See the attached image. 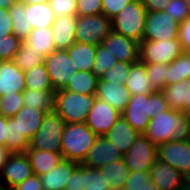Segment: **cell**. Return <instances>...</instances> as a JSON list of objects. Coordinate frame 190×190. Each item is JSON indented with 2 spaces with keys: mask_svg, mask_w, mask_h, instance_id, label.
Here are the masks:
<instances>
[{
  "mask_svg": "<svg viewBox=\"0 0 190 190\" xmlns=\"http://www.w3.org/2000/svg\"><path fill=\"white\" fill-rule=\"evenodd\" d=\"M7 118L3 115H0V145L6 147V137H7V128H6Z\"/></svg>",
  "mask_w": 190,
  "mask_h": 190,
  "instance_id": "db71d44e",
  "label": "cell"
},
{
  "mask_svg": "<svg viewBox=\"0 0 190 190\" xmlns=\"http://www.w3.org/2000/svg\"><path fill=\"white\" fill-rule=\"evenodd\" d=\"M24 73L25 89L41 91L54 90L45 63L36 65L33 68L24 71Z\"/></svg>",
  "mask_w": 190,
  "mask_h": 190,
  "instance_id": "d6a6232c",
  "label": "cell"
},
{
  "mask_svg": "<svg viewBox=\"0 0 190 190\" xmlns=\"http://www.w3.org/2000/svg\"><path fill=\"white\" fill-rule=\"evenodd\" d=\"M147 77L146 64L140 60L132 63L131 71L125 82V86L131 95L151 94L154 92Z\"/></svg>",
  "mask_w": 190,
  "mask_h": 190,
  "instance_id": "484cf974",
  "label": "cell"
},
{
  "mask_svg": "<svg viewBox=\"0 0 190 190\" xmlns=\"http://www.w3.org/2000/svg\"><path fill=\"white\" fill-rule=\"evenodd\" d=\"M12 190H43V186L40 177L36 174H32Z\"/></svg>",
  "mask_w": 190,
  "mask_h": 190,
  "instance_id": "f907efd6",
  "label": "cell"
},
{
  "mask_svg": "<svg viewBox=\"0 0 190 190\" xmlns=\"http://www.w3.org/2000/svg\"><path fill=\"white\" fill-rule=\"evenodd\" d=\"M32 174V166L26 153H11L2 167L0 186L4 190H12Z\"/></svg>",
  "mask_w": 190,
  "mask_h": 190,
  "instance_id": "5bb4252c",
  "label": "cell"
},
{
  "mask_svg": "<svg viewBox=\"0 0 190 190\" xmlns=\"http://www.w3.org/2000/svg\"><path fill=\"white\" fill-rule=\"evenodd\" d=\"M157 158L184 175L190 170V139L170 140L158 145Z\"/></svg>",
  "mask_w": 190,
  "mask_h": 190,
  "instance_id": "4fadbf2b",
  "label": "cell"
},
{
  "mask_svg": "<svg viewBox=\"0 0 190 190\" xmlns=\"http://www.w3.org/2000/svg\"><path fill=\"white\" fill-rule=\"evenodd\" d=\"M22 41L14 34L0 36V61L13 60Z\"/></svg>",
  "mask_w": 190,
  "mask_h": 190,
  "instance_id": "b9f144b4",
  "label": "cell"
},
{
  "mask_svg": "<svg viewBox=\"0 0 190 190\" xmlns=\"http://www.w3.org/2000/svg\"><path fill=\"white\" fill-rule=\"evenodd\" d=\"M132 63L117 61L113 68L106 71L98 81H108L111 83L121 82L125 84L128 74L131 71Z\"/></svg>",
  "mask_w": 190,
  "mask_h": 190,
  "instance_id": "60d3db41",
  "label": "cell"
},
{
  "mask_svg": "<svg viewBox=\"0 0 190 190\" xmlns=\"http://www.w3.org/2000/svg\"><path fill=\"white\" fill-rule=\"evenodd\" d=\"M76 42L99 45L112 31L111 19L103 13L77 16Z\"/></svg>",
  "mask_w": 190,
  "mask_h": 190,
  "instance_id": "9c48e42d",
  "label": "cell"
},
{
  "mask_svg": "<svg viewBox=\"0 0 190 190\" xmlns=\"http://www.w3.org/2000/svg\"><path fill=\"white\" fill-rule=\"evenodd\" d=\"M146 64L147 79L154 91H161L165 87V79L167 74V64L144 63Z\"/></svg>",
  "mask_w": 190,
  "mask_h": 190,
  "instance_id": "ab89813d",
  "label": "cell"
},
{
  "mask_svg": "<svg viewBox=\"0 0 190 190\" xmlns=\"http://www.w3.org/2000/svg\"><path fill=\"white\" fill-rule=\"evenodd\" d=\"M133 0H102V13L112 19Z\"/></svg>",
  "mask_w": 190,
  "mask_h": 190,
  "instance_id": "bcb514c9",
  "label": "cell"
},
{
  "mask_svg": "<svg viewBox=\"0 0 190 190\" xmlns=\"http://www.w3.org/2000/svg\"><path fill=\"white\" fill-rule=\"evenodd\" d=\"M44 63L55 91L64 89L70 82V75L77 72L67 50H55Z\"/></svg>",
  "mask_w": 190,
  "mask_h": 190,
  "instance_id": "7c38bea8",
  "label": "cell"
},
{
  "mask_svg": "<svg viewBox=\"0 0 190 190\" xmlns=\"http://www.w3.org/2000/svg\"><path fill=\"white\" fill-rule=\"evenodd\" d=\"M97 137L86 123H66L61 137L63 159L81 164Z\"/></svg>",
  "mask_w": 190,
  "mask_h": 190,
  "instance_id": "277c9868",
  "label": "cell"
},
{
  "mask_svg": "<svg viewBox=\"0 0 190 190\" xmlns=\"http://www.w3.org/2000/svg\"><path fill=\"white\" fill-rule=\"evenodd\" d=\"M68 183L65 190H84L83 189V165L79 164L67 179Z\"/></svg>",
  "mask_w": 190,
  "mask_h": 190,
  "instance_id": "c3c4849f",
  "label": "cell"
},
{
  "mask_svg": "<svg viewBox=\"0 0 190 190\" xmlns=\"http://www.w3.org/2000/svg\"><path fill=\"white\" fill-rule=\"evenodd\" d=\"M147 12L164 11L170 0H142Z\"/></svg>",
  "mask_w": 190,
  "mask_h": 190,
  "instance_id": "f5cc1de1",
  "label": "cell"
},
{
  "mask_svg": "<svg viewBox=\"0 0 190 190\" xmlns=\"http://www.w3.org/2000/svg\"><path fill=\"white\" fill-rule=\"evenodd\" d=\"M182 111L186 114L190 112V83L187 85L186 104Z\"/></svg>",
  "mask_w": 190,
  "mask_h": 190,
  "instance_id": "9f6ffc18",
  "label": "cell"
},
{
  "mask_svg": "<svg viewBox=\"0 0 190 190\" xmlns=\"http://www.w3.org/2000/svg\"><path fill=\"white\" fill-rule=\"evenodd\" d=\"M55 15L49 3L28 4V26L32 29L51 27Z\"/></svg>",
  "mask_w": 190,
  "mask_h": 190,
  "instance_id": "f546056e",
  "label": "cell"
},
{
  "mask_svg": "<svg viewBox=\"0 0 190 190\" xmlns=\"http://www.w3.org/2000/svg\"><path fill=\"white\" fill-rule=\"evenodd\" d=\"M77 15L57 16L51 26L55 50H67L76 42Z\"/></svg>",
  "mask_w": 190,
  "mask_h": 190,
  "instance_id": "d6986e66",
  "label": "cell"
},
{
  "mask_svg": "<svg viewBox=\"0 0 190 190\" xmlns=\"http://www.w3.org/2000/svg\"><path fill=\"white\" fill-rule=\"evenodd\" d=\"M80 163L63 159L46 174L40 176L43 190H65L68 178Z\"/></svg>",
  "mask_w": 190,
  "mask_h": 190,
  "instance_id": "7402d4cb",
  "label": "cell"
},
{
  "mask_svg": "<svg viewBox=\"0 0 190 190\" xmlns=\"http://www.w3.org/2000/svg\"><path fill=\"white\" fill-rule=\"evenodd\" d=\"M169 108L164 94L161 91H154L151 94L131 95L121 115L133 129L143 134L149 125V120Z\"/></svg>",
  "mask_w": 190,
  "mask_h": 190,
  "instance_id": "3957f363",
  "label": "cell"
},
{
  "mask_svg": "<svg viewBox=\"0 0 190 190\" xmlns=\"http://www.w3.org/2000/svg\"><path fill=\"white\" fill-rule=\"evenodd\" d=\"M143 40H163L178 38L179 25L165 11L147 12Z\"/></svg>",
  "mask_w": 190,
  "mask_h": 190,
  "instance_id": "8fae6325",
  "label": "cell"
},
{
  "mask_svg": "<svg viewBox=\"0 0 190 190\" xmlns=\"http://www.w3.org/2000/svg\"><path fill=\"white\" fill-rule=\"evenodd\" d=\"M96 95L73 93L65 89L54 92L53 110L65 123H85Z\"/></svg>",
  "mask_w": 190,
  "mask_h": 190,
  "instance_id": "5b68a950",
  "label": "cell"
},
{
  "mask_svg": "<svg viewBox=\"0 0 190 190\" xmlns=\"http://www.w3.org/2000/svg\"><path fill=\"white\" fill-rule=\"evenodd\" d=\"M55 90H31L23 91V104L25 107L36 108L37 110L49 113L53 111Z\"/></svg>",
  "mask_w": 190,
  "mask_h": 190,
  "instance_id": "4dcf8cb0",
  "label": "cell"
},
{
  "mask_svg": "<svg viewBox=\"0 0 190 190\" xmlns=\"http://www.w3.org/2000/svg\"><path fill=\"white\" fill-rule=\"evenodd\" d=\"M143 134L156 146L170 140H188L190 139V126L187 114L169 108L151 118Z\"/></svg>",
  "mask_w": 190,
  "mask_h": 190,
  "instance_id": "7a4b0ae2",
  "label": "cell"
},
{
  "mask_svg": "<svg viewBox=\"0 0 190 190\" xmlns=\"http://www.w3.org/2000/svg\"><path fill=\"white\" fill-rule=\"evenodd\" d=\"M131 94L125 84L98 81L96 98L108 103L113 108L122 112L128 105Z\"/></svg>",
  "mask_w": 190,
  "mask_h": 190,
  "instance_id": "44dd1931",
  "label": "cell"
},
{
  "mask_svg": "<svg viewBox=\"0 0 190 190\" xmlns=\"http://www.w3.org/2000/svg\"><path fill=\"white\" fill-rule=\"evenodd\" d=\"M186 4L188 5L189 9H190V0H185Z\"/></svg>",
  "mask_w": 190,
  "mask_h": 190,
  "instance_id": "94428289",
  "label": "cell"
},
{
  "mask_svg": "<svg viewBox=\"0 0 190 190\" xmlns=\"http://www.w3.org/2000/svg\"><path fill=\"white\" fill-rule=\"evenodd\" d=\"M9 13L12 20L13 34L24 41L32 30V26H28V5L15 1L9 7Z\"/></svg>",
  "mask_w": 190,
  "mask_h": 190,
  "instance_id": "83f0119b",
  "label": "cell"
},
{
  "mask_svg": "<svg viewBox=\"0 0 190 190\" xmlns=\"http://www.w3.org/2000/svg\"><path fill=\"white\" fill-rule=\"evenodd\" d=\"M30 164L32 166L33 174L39 177L49 172L52 168L63 160L61 153H55L48 150L27 149L25 151Z\"/></svg>",
  "mask_w": 190,
  "mask_h": 190,
  "instance_id": "cb8c5ba5",
  "label": "cell"
},
{
  "mask_svg": "<svg viewBox=\"0 0 190 190\" xmlns=\"http://www.w3.org/2000/svg\"><path fill=\"white\" fill-rule=\"evenodd\" d=\"M83 189L84 190H111L110 182H107L104 170L85 167L83 165Z\"/></svg>",
  "mask_w": 190,
  "mask_h": 190,
  "instance_id": "8d00e7d4",
  "label": "cell"
},
{
  "mask_svg": "<svg viewBox=\"0 0 190 190\" xmlns=\"http://www.w3.org/2000/svg\"><path fill=\"white\" fill-rule=\"evenodd\" d=\"M65 121L56 111L46 113L39 130L29 141V149L61 153V137Z\"/></svg>",
  "mask_w": 190,
  "mask_h": 190,
  "instance_id": "52a82bcc",
  "label": "cell"
},
{
  "mask_svg": "<svg viewBox=\"0 0 190 190\" xmlns=\"http://www.w3.org/2000/svg\"><path fill=\"white\" fill-rule=\"evenodd\" d=\"M123 157L124 154L114 143L110 142L105 136H98L81 164L85 167L99 169L106 164L123 160Z\"/></svg>",
  "mask_w": 190,
  "mask_h": 190,
  "instance_id": "2e32d148",
  "label": "cell"
},
{
  "mask_svg": "<svg viewBox=\"0 0 190 190\" xmlns=\"http://www.w3.org/2000/svg\"><path fill=\"white\" fill-rule=\"evenodd\" d=\"M101 44L112 53L117 61L135 63L140 60V43L113 30Z\"/></svg>",
  "mask_w": 190,
  "mask_h": 190,
  "instance_id": "e0dca14e",
  "label": "cell"
},
{
  "mask_svg": "<svg viewBox=\"0 0 190 190\" xmlns=\"http://www.w3.org/2000/svg\"><path fill=\"white\" fill-rule=\"evenodd\" d=\"M187 118H188V123H189V126H190V112L187 113Z\"/></svg>",
  "mask_w": 190,
  "mask_h": 190,
  "instance_id": "91938a15",
  "label": "cell"
},
{
  "mask_svg": "<svg viewBox=\"0 0 190 190\" xmlns=\"http://www.w3.org/2000/svg\"><path fill=\"white\" fill-rule=\"evenodd\" d=\"M165 86L187 80L190 81V53L183 52L172 63L167 64Z\"/></svg>",
  "mask_w": 190,
  "mask_h": 190,
  "instance_id": "1f68e13d",
  "label": "cell"
},
{
  "mask_svg": "<svg viewBox=\"0 0 190 190\" xmlns=\"http://www.w3.org/2000/svg\"><path fill=\"white\" fill-rule=\"evenodd\" d=\"M24 42L44 58L55 51V44L52 39L51 27L35 28L27 36Z\"/></svg>",
  "mask_w": 190,
  "mask_h": 190,
  "instance_id": "4316f807",
  "label": "cell"
},
{
  "mask_svg": "<svg viewBox=\"0 0 190 190\" xmlns=\"http://www.w3.org/2000/svg\"><path fill=\"white\" fill-rule=\"evenodd\" d=\"M120 116V111L96 98L85 123L97 136H105Z\"/></svg>",
  "mask_w": 190,
  "mask_h": 190,
  "instance_id": "9a60e30c",
  "label": "cell"
},
{
  "mask_svg": "<svg viewBox=\"0 0 190 190\" xmlns=\"http://www.w3.org/2000/svg\"><path fill=\"white\" fill-rule=\"evenodd\" d=\"M150 172H130L124 188H140L150 186Z\"/></svg>",
  "mask_w": 190,
  "mask_h": 190,
  "instance_id": "7dc6e473",
  "label": "cell"
},
{
  "mask_svg": "<svg viewBox=\"0 0 190 190\" xmlns=\"http://www.w3.org/2000/svg\"><path fill=\"white\" fill-rule=\"evenodd\" d=\"M16 0H0V7L9 8Z\"/></svg>",
  "mask_w": 190,
  "mask_h": 190,
  "instance_id": "680465c9",
  "label": "cell"
},
{
  "mask_svg": "<svg viewBox=\"0 0 190 190\" xmlns=\"http://www.w3.org/2000/svg\"><path fill=\"white\" fill-rule=\"evenodd\" d=\"M10 154L11 152L7 147L0 145V176H1L2 167L6 163L7 158L9 157Z\"/></svg>",
  "mask_w": 190,
  "mask_h": 190,
  "instance_id": "11a10c76",
  "label": "cell"
},
{
  "mask_svg": "<svg viewBox=\"0 0 190 190\" xmlns=\"http://www.w3.org/2000/svg\"><path fill=\"white\" fill-rule=\"evenodd\" d=\"M96 50L97 45L75 42L67 49V52L77 71L91 72L95 62Z\"/></svg>",
  "mask_w": 190,
  "mask_h": 190,
  "instance_id": "d4e9b609",
  "label": "cell"
},
{
  "mask_svg": "<svg viewBox=\"0 0 190 190\" xmlns=\"http://www.w3.org/2000/svg\"><path fill=\"white\" fill-rule=\"evenodd\" d=\"M77 16L102 13V0H77Z\"/></svg>",
  "mask_w": 190,
  "mask_h": 190,
  "instance_id": "f6af8a7d",
  "label": "cell"
},
{
  "mask_svg": "<svg viewBox=\"0 0 190 190\" xmlns=\"http://www.w3.org/2000/svg\"><path fill=\"white\" fill-rule=\"evenodd\" d=\"M25 73L13 60L0 61V97L25 90Z\"/></svg>",
  "mask_w": 190,
  "mask_h": 190,
  "instance_id": "ffe728a7",
  "label": "cell"
},
{
  "mask_svg": "<svg viewBox=\"0 0 190 190\" xmlns=\"http://www.w3.org/2000/svg\"><path fill=\"white\" fill-rule=\"evenodd\" d=\"M190 81L183 80L168 86H165L161 92L164 94L169 107L182 111L186 104L187 85Z\"/></svg>",
  "mask_w": 190,
  "mask_h": 190,
  "instance_id": "e575fe53",
  "label": "cell"
},
{
  "mask_svg": "<svg viewBox=\"0 0 190 190\" xmlns=\"http://www.w3.org/2000/svg\"><path fill=\"white\" fill-rule=\"evenodd\" d=\"M13 61L22 71H26L36 65L43 64L45 58L22 41Z\"/></svg>",
  "mask_w": 190,
  "mask_h": 190,
  "instance_id": "d590c367",
  "label": "cell"
},
{
  "mask_svg": "<svg viewBox=\"0 0 190 190\" xmlns=\"http://www.w3.org/2000/svg\"><path fill=\"white\" fill-rule=\"evenodd\" d=\"M18 2H21L22 4L28 5V4H34V3H49L50 0H16Z\"/></svg>",
  "mask_w": 190,
  "mask_h": 190,
  "instance_id": "6f0895ef",
  "label": "cell"
},
{
  "mask_svg": "<svg viewBox=\"0 0 190 190\" xmlns=\"http://www.w3.org/2000/svg\"><path fill=\"white\" fill-rule=\"evenodd\" d=\"M140 135L121 115L105 137L114 143L123 154H126Z\"/></svg>",
  "mask_w": 190,
  "mask_h": 190,
  "instance_id": "603a6c76",
  "label": "cell"
},
{
  "mask_svg": "<svg viewBox=\"0 0 190 190\" xmlns=\"http://www.w3.org/2000/svg\"><path fill=\"white\" fill-rule=\"evenodd\" d=\"M13 34L9 8L0 7V36Z\"/></svg>",
  "mask_w": 190,
  "mask_h": 190,
  "instance_id": "816d5d0a",
  "label": "cell"
},
{
  "mask_svg": "<svg viewBox=\"0 0 190 190\" xmlns=\"http://www.w3.org/2000/svg\"><path fill=\"white\" fill-rule=\"evenodd\" d=\"M111 190H128L126 188H117V189H111Z\"/></svg>",
  "mask_w": 190,
  "mask_h": 190,
  "instance_id": "6125c7cd",
  "label": "cell"
},
{
  "mask_svg": "<svg viewBox=\"0 0 190 190\" xmlns=\"http://www.w3.org/2000/svg\"><path fill=\"white\" fill-rule=\"evenodd\" d=\"M117 63V59L102 44L97 45L95 54V62L92 73L100 79V77Z\"/></svg>",
  "mask_w": 190,
  "mask_h": 190,
  "instance_id": "74e56055",
  "label": "cell"
},
{
  "mask_svg": "<svg viewBox=\"0 0 190 190\" xmlns=\"http://www.w3.org/2000/svg\"><path fill=\"white\" fill-rule=\"evenodd\" d=\"M99 170H104L105 178L110 182V189L124 188L130 174L124 159L106 164Z\"/></svg>",
  "mask_w": 190,
  "mask_h": 190,
  "instance_id": "836d02e7",
  "label": "cell"
},
{
  "mask_svg": "<svg viewBox=\"0 0 190 190\" xmlns=\"http://www.w3.org/2000/svg\"><path fill=\"white\" fill-rule=\"evenodd\" d=\"M179 38L158 41L143 40L140 43V61L143 63L170 64L183 53Z\"/></svg>",
  "mask_w": 190,
  "mask_h": 190,
  "instance_id": "ba28073f",
  "label": "cell"
},
{
  "mask_svg": "<svg viewBox=\"0 0 190 190\" xmlns=\"http://www.w3.org/2000/svg\"><path fill=\"white\" fill-rule=\"evenodd\" d=\"M178 38L183 51L190 53V17L180 23Z\"/></svg>",
  "mask_w": 190,
  "mask_h": 190,
  "instance_id": "681fc988",
  "label": "cell"
},
{
  "mask_svg": "<svg viewBox=\"0 0 190 190\" xmlns=\"http://www.w3.org/2000/svg\"><path fill=\"white\" fill-rule=\"evenodd\" d=\"M23 107V92L0 97V115L6 118L13 117Z\"/></svg>",
  "mask_w": 190,
  "mask_h": 190,
  "instance_id": "f35d334b",
  "label": "cell"
},
{
  "mask_svg": "<svg viewBox=\"0 0 190 190\" xmlns=\"http://www.w3.org/2000/svg\"><path fill=\"white\" fill-rule=\"evenodd\" d=\"M147 10L142 0H133L111 19L112 30L139 43L143 41Z\"/></svg>",
  "mask_w": 190,
  "mask_h": 190,
  "instance_id": "8992f818",
  "label": "cell"
},
{
  "mask_svg": "<svg viewBox=\"0 0 190 190\" xmlns=\"http://www.w3.org/2000/svg\"><path fill=\"white\" fill-rule=\"evenodd\" d=\"M77 0H50L55 17L77 15Z\"/></svg>",
  "mask_w": 190,
  "mask_h": 190,
  "instance_id": "ee69618b",
  "label": "cell"
},
{
  "mask_svg": "<svg viewBox=\"0 0 190 190\" xmlns=\"http://www.w3.org/2000/svg\"><path fill=\"white\" fill-rule=\"evenodd\" d=\"M164 11L179 23L190 17V9L185 0H170Z\"/></svg>",
  "mask_w": 190,
  "mask_h": 190,
  "instance_id": "7bdbcfd3",
  "label": "cell"
},
{
  "mask_svg": "<svg viewBox=\"0 0 190 190\" xmlns=\"http://www.w3.org/2000/svg\"><path fill=\"white\" fill-rule=\"evenodd\" d=\"M98 78L88 71H77L70 75V82L64 88L73 93L96 95Z\"/></svg>",
  "mask_w": 190,
  "mask_h": 190,
  "instance_id": "f1b7e54d",
  "label": "cell"
},
{
  "mask_svg": "<svg viewBox=\"0 0 190 190\" xmlns=\"http://www.w3.org/2000/svg\"><path fill=\"white\" fill-rule=\"evenodd\" d=\"M150 178L159 190H184L183 174L158 158L150 168Z\"/></svg>",
  "mask_w": 190,
  "mask_h": 190,
  "instance_id": "ac0fdd59",
  "label": "cell"
},
{
  "mask_svg": "<svg viewBox=\"0 0 190 190\" xmlns=\"http://www.w3.org/2000/svg\"><path fill=\"white\" fill-rule=\"evenodd\" d=\"M123 159L130 172H150L151 166L157 159V146L141 134L130 150L124 154Z\"/></svg>",
  "mask_w": 190,
  "mask_h": 190,
  "instance_id": "30bf717a",
  "label": "cell"
},
{
  "mask_svg": "<svg viewBox=\"0 0 190 190\" xmlns=\"http://www.w3.org/2000/svg\"><path fill=\"white\" fill-rule=\"evenodd\" d=\"M45 114V111L24 106L13 117L7 118L6 147L11 153H25Z\"/></svg>",
  "mask_w": 190,
  "mask_h": 190,
  "instance_id": "6da1fadb",
  "label": "cell"
}]
</instances>
